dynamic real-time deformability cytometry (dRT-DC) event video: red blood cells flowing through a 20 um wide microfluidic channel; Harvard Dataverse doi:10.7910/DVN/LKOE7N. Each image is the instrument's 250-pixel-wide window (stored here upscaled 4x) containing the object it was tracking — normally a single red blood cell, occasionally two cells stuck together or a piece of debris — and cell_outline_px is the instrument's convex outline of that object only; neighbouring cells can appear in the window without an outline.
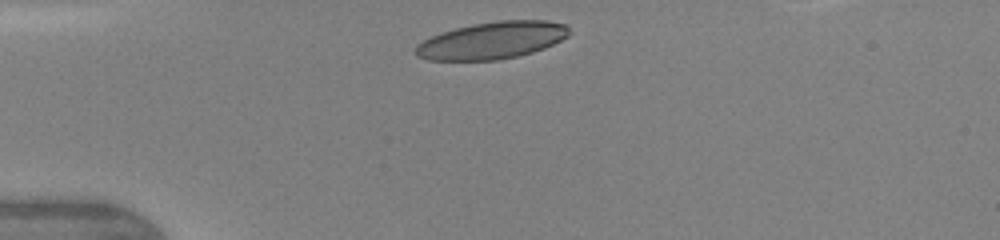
{"species": "human", "species_latin": "Homo sapiens", "temperature_condition": "warm", "stored_images_in_passage": 3, "camera_frame_rate_fps": 3000, "um_per_image_px": 0.085, "donor": {"sex": "female"}, "frame": {"image": 1, "passage_image": 1, "time_ms": 0.0, "image_size_px": [1000, 240], "cell_outline_px": [[572, 32], [568, 36], [544, 48], [532, 52], [500, 60], [428, 60], [416, 56], [416, 44], [432, 36], [456, 28], [472, 24], [500, 20], [548, 20], [568, 24]], "centroid_in_image_um": [41.87, 3.42], "position_along_channel_um": 43.1, "area_um2": 33.23}}